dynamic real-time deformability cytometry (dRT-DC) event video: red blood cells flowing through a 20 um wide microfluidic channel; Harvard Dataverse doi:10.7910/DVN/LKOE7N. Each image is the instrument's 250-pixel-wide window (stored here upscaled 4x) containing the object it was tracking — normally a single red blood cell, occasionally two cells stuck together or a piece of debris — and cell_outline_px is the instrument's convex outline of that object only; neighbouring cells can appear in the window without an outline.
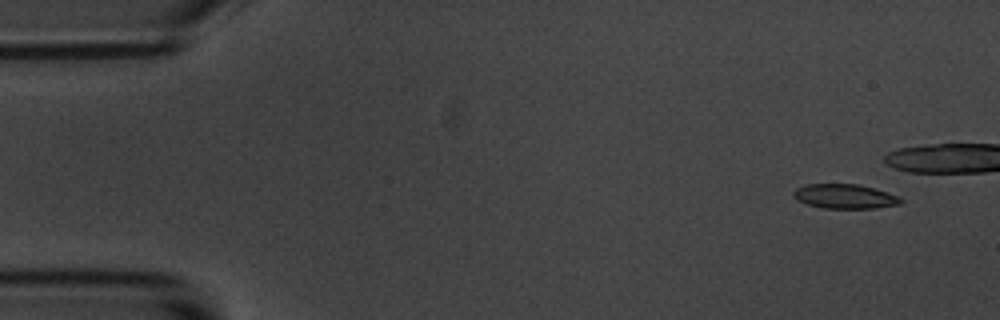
{"species": "common noctule bat (a hibernating species)", "species_latin": "Nyctalus noctula", "temperature_condition": "room temperature", "stored_images_in_passage": 6, "camera_frame_rate_fps": 3000, "um_per_image_px": 0.085, "animal": {"sex": "male", "body_mass_g": 20.1, "forearm_length_mm": 53.5}, "frame": {"image": 1, "passage_image": 1, "time_ms": 0.0, "image_size_px": [1000, 320], "cell_outline_px": [[904, 200], [900, 204], [876, 208], [824, 208], [808, 204], [796, 200], [792, 196], [792, 192], [796, 188], [808, 184], [860, 184], [900, 196]], "centroid_in_image_um": [71.81, 16.69], "position_along_channel_um": 13.2, "area_um2": 15.37}}
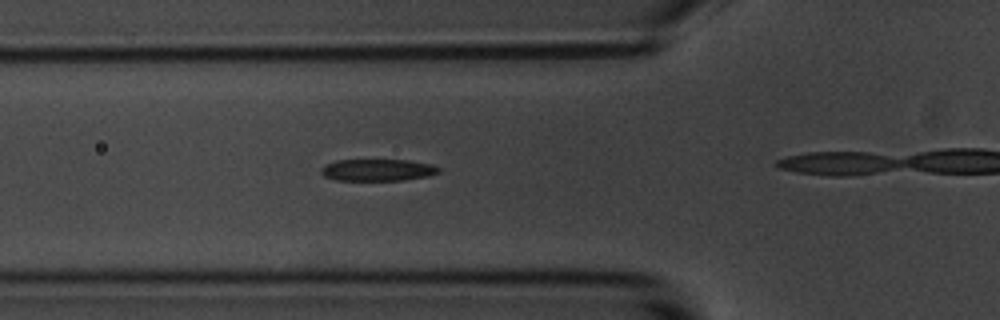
{"frame": {"image": 2, "passage_image": 5, "time_ms": 5.333, "image_size_px": [1000, 320], "cell_outline_px": [[440, 172], [428, 176], [404, 180], [336, 180], [324, 176], [320, 172], [320, 168], [324, 164], [336, 160], [408, 160], [432, 164], [440, 168]], "centroid_in_image_um": [32.08, 14.44], "position_along_channel_um": 93.7, "area_um2": 15.09}}